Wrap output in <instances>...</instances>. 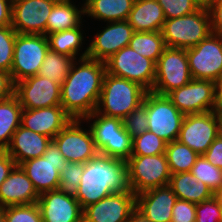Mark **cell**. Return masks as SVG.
Masks as SVG:
<instances>
[{"label": "cell", "instance_id": "1", "mask_svg": "<svg viewBox=\"0 0 222 222\" xmlns=\"http://www.w3.org/2000/svg\"><path fill=\"white\" fill-rule=\"evenodd\" d=\"M78 59L61 85V106L72 119L83 120L96 110L106 65L88 58L87 48Z\"/></svg>", "mask_w": 222, "mask_h": 222}, {"label": "cell", "instance_id": "2", "mask_svg": "<svg viewBox=\"0 0 222 222\" xmlns=\"http://www.w3.org/2000/svg\"><path fill=\"white\" fill-rule=\"evenodd\" d=\"M125 190H130L126 161L98 154L85 163L75 198L85 208Z\"/></svg>", "mask_w": 222, "mask_h": 222}, {"label": "cell", "instance_id": "3", "mask_svg": "<svg viewBox=\"0 0 222 222\" xmlns=\"http://www.w3.org/2000/svg\"><path fill=\"white\" fill-rule=\"evenodd\" d=\"M148 91L136 82L104 74L96 112L123 120L139 107Z\"/></svg>", "mask_w": 222, "mask_h": 222}, {"label": "cell", "instance_id": "4", "mask_svg": "<svg viewBox=\"0 0 222 222\" xmlns=\"http://www.w3.org/2000/svg\"><path fill=\"white\" fill-rule=\"evenodd\" d=\"M83 120H94L89 127L99 154L124 161L130 158L133 138L124 129L121 119L107 117L94 111Z\"/></svg>", "mask_w": 222, "mask_h": 222}, {"label": "cell", "instance_id": "5", "mask_svg": "<svg viewBox=\"0 0 222 222\" xmlns=\"http://www.w3.org/2000/svg\"><path fill=\"white\" fill-rule=\"evenodd\" d=\"M166 47L190 48L198 45L211 32V16L208 8L165 20L162 30Z\"/></svg>", "mask_w": 222, "mask_h": 222}, {"label": "cell", "instance_id": "6", "mask_svg": "<svg viewBox=\"0 0 222 222\" xmlns=\"http://www.w3.org/2000/svg\"><path fill=\"white\" fill-rule=\"evenodd\" d=\"M126 164L128 184L135 195L169 185L172 174L165 153L152 156H130Z\"/></svg>", "mask_w": 222, "mask_h": 222}, {"label": "cell", "instance_id": "7", "mask_svg": "<svg viewBox=\"0 0 222 222\" xmlns=\"http://www.w3.org/2000/svg\"><path fill=\"white\" fill-rule=\"evenodd\" d=\"M148 114V130L167 143L178 140L185 115L164 95L147 92L143 103Z\"/></svg>", "mask_w": 222, "mask_h": 222}, {"label": "cell", "instance_id": "8", "mask_svg": "<svg viewBox=\"0 0 222 222\" xmlns=\"http://www.w3.org/2000/svg\"><path fill=\"white\" fill-rule=\"evenodd\" d=\"M105 65L108 74L126 78L138 83L148 92L152 91L155 82L156 63L138 54L129 45L113 54L105 61Z\"/></svg>", "mask_w": 222, "mask_h": 222}, {"label": "cell", "instance_id": "9", "mask_svg": "<svg viewBox=\"0 0 222 222\" xmlns=\"http://www.w3.org/2000/svg\"><path fill=\"white\" fill-rule=\"evenodd\" d=\"M48 50L47 36L17 33L10 71L13 82L38 75Z\"/></svg>", "mask_w": 222, "mask_h": 222}, {"label": "cell", "instance_id": "10", "mask_svg": "<svg viewBox=\"0 0 222 222\" xmlns=\"http://www.w3.org/2000/svg\"><path fill=\"white\" fill-rule=\"evenodd\" d=\"M192 80L186 49L166 47L156 63L153 93L167 96Z\"/></svg>", "mask_w": 222, "mask_h": 222}, {"label": "cell", "instance_id": "11", "mask_svg": "<svg viewBox=\"0 0 222 222\" xmlns=\"http://www.w3.org/2000/svg\"><path fill=\"white\" fill-rule=\"evenodd\" d=\"M192 79L216 82L222 76V37L210 33L198 45L187 48Z\"/></svg>", "mask_w": 222, "mask_h": 222}, {"label": "cell", "instance_id": "12", "mask_svg": "<svg viewBox=\"0 0 222 222\" xmlns=\"http://www.w3.org/2000/svg\"><path fill=\"white\" fill-rule=\"evenodd\" d=\"M57 145L51 141L45 153L38 158L30 159L19 164L38 194L57 190L60 181V171L66 164Z\"/></svg>", "mask_w": 222, "mask_h": 222}, {"label": "cell", "instance_id": "13", "mask_svg": "<svg viewBox=\"0 0 222 222\" xmlns=\"http://www.w3.org/2000/svg\"><path fill=\"white\" fill-rule=\"evenodd\" d=\"M221 133L220 117L215 111L185 115L178 141L203 155Z\"/></svg>", "mask_w": 222, "mask_h": 222}, {"label": "cell", "instance_id": "14", "mask_svg": "<svg viewBox=\"0 0 222 222\" xmlns=\"http://www.w3.org/2000/svg\"><path fill=\"white\" fill-rule=\"evenodd\" d=\"M81 121L72 119L52 139L68 162L86 163L99 154L90 128L82 129Z\"/></svg>", "mask_w": 222, "mask_h": 222}, {"label": "cell", "instance_id": "15", "mask_svg": "<svg viewBox=\"0 0 222 222\" xmlns=\"http://www.w3.org/2000/svg\"><path fill=\"white\" fill-rule=\"evenodd\" d=\"M61 85L47 77L34 75L15 83L14 95L23 109L61 106Z\"/></svg>", "mask_w": 222, "mask_h": 222}, {"label": "cell", "instance_id": "16", "mask_svg": "<svg viewBox=\"0 0 222 222\" xmlns=\"http://www.w3.org/2000/svg\"><path fill=\"white\" fill-rule=\"evenodd\" d=\"M215 95V82L192 79L167 97L181 113L188 115L214 111Z\"/></svg>", "mask_w": 222, "mask_h": 222}, {"label": "cell", "instance_id": "17", "mask_svg": "<svg viewBox=\"0 0 222 222\" xmlns=\"http://www.w3.org/2000/svg\"><path fill=\"white\" fill-rule=\"evenodd\" d=\"M55 3L52 0H12L11 27L19 34L46 36V22Z\"/></svg>", "mask_w": 222, "mask_h": 222}, {"label": "cell", "instance_id": "18", "mask_svg": "<svg viewBox=\"0 0 222 222\" xmlns=\"http://www.w3.org/2000/svg\"><path fill=\"white\" fill-rule=\"evenodd\" d=\"M135 210L136 195L125 190L83 208V222H127Z\"/></svg>", "mask_w": 222, "mask_h": 222}, {"label": "cell", "instance_id": "19", "mask_svg": "<svg viewBox=\"0 0 222 222\" xmlns=\"http://www.w3.org/2000/svg\"><path fill=\"white\" fill-rule=\"evenodd\" d=\"M134 33L126 21L109 22L101 33H97L87 47V57L105 62L120 49L129 45Z\"/></svg>", "mask_w": 222, "mask_h": 222}, {"label": "cell", "instance_id": "20", "mask_svg": "<svg viewBox=\"0 0 222 222\" xmlns=\"http://www.w3.org/2000/svg\"><path fill=\"white\" fill-rule=\"evenodd\" d=\"M42 222H83V208L74 196L51 190L39 194Z\"/></svg>", "mask_w": 222, "mask_h": 222}, {"label": "cell", "instance_id": "21", "mask_svg": "<svg viewBox=\"0 0 222 222\" xmlns=\"http://www.w3.org/2000/svg\"><path fill=\"white\" fill-rule=\"evenodd\" d=\"M71 120L62 106L23 109L21 113V126L51 139Z\"/></svg>", "mask_w": 222, "mask_h": 222}, {"label": "cell", "instance_id": "22", "mask_svg": "<svg viewBox=\"0 0 222 222\" xmlns=\"http://www.w3.org/2000/svg\"><path fill=\"white\" fill-rule=\"evenodd\" d=\"M176 200L169 185L157 187L136 195V210L151 222H171Z\"/></svg>", "mask_w": 222, "mask_h": 222}, {"label": "cell", "instance_id": "23", "mask_svg": "<svg viewBox=\"0 0 222 222\" xmlns=\"http://www.w3.org/2000/svg\"><path fill=\"white\" fill-rule=\"evenodd\" d=\"M39 194L23 169L16 165L0 186V208L37 203Z\"/></svg>", "mask_w": 222, "mask_h": 222}, {"label": "cell", "instance_id": "24", "mask_svg": "<svg viewBox=\"0 0 222 222\" xmlns=\"http://www.w3.org/2000/svg\"><path fill=\"white\" fill-rule=\"evenodd\" d=\"M51 141V138L20 125L5 151L14 159L16 165H19L27 160L41 157Z\"/></svg>", "mask_w": 222, "mask_h": 222}, {"label": "cell", "instance_id": "25", "mask_svg": "<svg viewBox=\"0 0 222 222\" xmlns=\"http://www.w3.org/2000/svg\"><path fill=\"white\" fill-rule=\"evenodd\" d=\"M166 18L157 0H135L127 22L134 32L161 31Z\"/></svg>", "mask_w": 222, "mask_h": 222}, {"label": "cell", "instance_id": "26", "mask_svg": "<svg viewBox=\"0 0 222 222\" xmlns=\"http://www.w3.org/2000/svg\"><path fill=\"white\" fill-rule=\"evenodd\" d=\"M169 186L177 196V199L195 204L208 200L215 195L204 182L197 181L190 172L172 174Z\"/></svg>", "mask_w": 222, "mask_h": 222}, {"label": "cell", "instance_id": "27", "mask_svg": "<svg viewBox=\"0 0 222 222\" xmlns=\"http://www.w3.org/2000/svg\"><path fill=\"white\" fill-rule=\"evenodd\" d=\"M135 0H85L84 14L107 23L127 20Z\"/></svg>", "mask_w": 222, "mask_h": 222}, {"label": "cell", "instance_id": "28", "mask_svg": "<svg viewBox=\"0 0 222 222\" xmlns=\"http://www.w3.org/2000/svg\"><path fill=\"white\" fill-rule=\"evenodd\" d=\"M81 7L80 9L76 8L71 0L56 2L46 22V36L81 26L82 15H85L84 5Z\"/></svg>", "mask_w": 222, "mask_h": 222}, {"label": "cell", "instance_id": "29", "mask_svg": "<svg viewBox=\"0 0 222 222\" xmlns=\"http://www.w3.org/2000/svg\"><path fill=\"white\" fill-rule=\"evenodd\" d=\"M22 110L15 95L0 100V150H6L14 132L21 125Z\"/></svg>", "mask_w": 222, "mask_h": 222}, {"label": "cell", "instance_id": "30", "mask_svg": "<svg viewBox=\"0 0 222 222\" xmlns=\"http://www.w3.org/2000/svg\"><path fill=\"white\" fill-rule=\"evenodd\" d=\"M129 46L138 54L155 63H157V60L166 48L161 31L134 32Z\"/></svg>", "mask_w": 222, "mask_h": 222}, {"label": "cell", "instance_id": "31", "mask_svg": "<svg viewBox=\"0 0 222 222\" xmlns=\"http://www.w3.org/2000/svg\"><path fill=\"white\" fill-rule=\"evenodd\" d=\"M82 27L58 31L47 35L49 49L60 54L68 55L76 60V55L80 54V47L84 41Z\"/></svg>", "mask_w": 222, "mask_h": 222}, {"label": "cell", "instance_id": "32", "mask_svg": "<svg viewBox=\"0 0 222 222\" xmlns=\"http://www.w3.org/2000/svg\"><path fill=\"white\" fill-rule=\"evenodd\" d=\"M165 155L171 174L190 172L196 159L200 156L178 140L167 143Z\"/></svg>", "mask_w": 222, "mask_h": 222}, {"label": "cell", "instance_id": "33", "mask_svg": "<svg viewBox=\"0 0 222 222\" xmlns=\"http://www.w3.org/2000/svg\"><path fill=\"white\" fill-rule=\"evenodd\" d=\"M75 61L74 58L48 50L40 67L38 75L47 77L62 85L69 74L70 68Z\"/></svg>", "mask_w": 222, "mask_h": 222}, {"label": "cell", "instance_id": "34", "mask_svg": "<svg viewBox=\"0 0 222 222\" xmlns=\"http://www.w3.org/2000/svg\"><path fill=\"white\" fill-rule=\"evenodd\" d=\"M197 181L204 182L214 194L222 190V169L212 165L203 155H200L190 170Z\"/></svg>", "mask_w": 222, "mask_h": 222}, {"label": "cell", "instance_id": "35", "mask_svg": "<svg viewBox=\"0 0 222 222\" xmlns=\"http://www.w3.org/2000/svg\"><path fill=\"white\" fill-rule=\"evenodd\" d=\"M167 142L149 130L133 138L131 156H152L165 153Z\"/></svg>", "mask_w": 222, "mask_h": 222}, {"label": "cell", "instance_id": "36", "mask_svg": "<svg viewBox=\"0 0 222 222\" xmlns=\"http://www.w3.org/2000/svg\"><path fill=\"white\" fill-rule=\"evenodd\" d=\"M84 167L85 163L67 161L60 171L58 190L67 195L75 197L81 181Z\"/></svg>", "mask_w": 222, "mask_h": 222}, {"label": "cell", "instance_id": "37", "mask_svg": "<svg viewBox=\"0 0 222 222\" xmlns=\"http://www.w3.org/2000/svg\"><path fill=\"white\" fill-rule=\"evenodd\" d=\"M6 222H42V215L37 203L11 205L1 208Z\"/></svg>", "mask_w": 222, "mask_h": 222}, {"label": "cell", "instance_id": "38", "mask_svg": "<svg viewBox=\"0 0 222 222\" xmlns=\"http://www.w3.org/2000/svg\"><path fill=\"white\" fill-rule=\"evenodd\" d=\"M17 32L11 26L0 27V70L10 73Z\"/></svg>", "mask_w": 222, "mask_h": 222}, {"label": "cell", "instance_id": "39", "mask_svg": "<svg viewBox=\"0 0 222 222\" xmlns=\"http://www.w3.org/2000/svg\"><path fill=\"white\" fill-rule=\"evenodd\" d=\"M148 114L146 107L141 104L122 120L126 132L135 138L148 130Z\"/></svg>", "mask_w": 222, "mask_h": 222}, {"label": "cell", "instance_id": "40", "mask_svg": "<svg viewBox=\"0 0 222 222\" xmlns=\"http://www.w3.org/2000/svg\"><path fill=\"white\" fill-rule=\"evenodd\" d=\"M167 19L182 17L197 11L200 6L194 0H157Z\"/></svg>", "mask_w": 222, "mask_h": 222}, {"label": "cell", "instance_id": "41", "mask_svg": "<svg viewBox=\"0 0 222 222\" xmlns=\"http://www.w3.org/2000/svg\"><path fill=\"white\" fill-rule=\"evenodd\" d=\"M197 222H222L219 193L212 198L196 204Z\"/></svg>", "mask_w": 222, "mask_h": 222}, {"label": "cell", "instance_id": "42", "mask_svg": "<svg viewBox=\"0 0 222 222\" xmlns=\"http://www.w3.org/2000/svg\"><path fill=\"white\" fill-rule=\"evenodd\" d=\"M196 221V204L177 199L173 209L171 222H195Z\"/></svg>", "mask_w": 222, "mask_h": 222}, {"label": "cell", "instance_id": "43", "mask_svg": "<svg viewBox=\"0 0 222 222\" xmlns=\"http://www.w3.org/2000/svg\"><path fill=\"white\" fill-rule=\"evenodd\" d=\"M203 156L212 165L222 169V133L217 136Z\"/></svg>", "mask_w": 222, "mask_h": 222}, {"label": "cell", "instance_id": "44", "mask_svg": "<svg viewBox=\"0 0 222 222\" xmlns=\"http://www.w3.org/2000/svg\"><path fill=\"white\" fill-rule=\"evenodd\" d=\"M208 9L211 16V32L222 37V0H214Z\"/></svg>", "mask_w": 222, "mask_h": 222}, {"label": "cell", "instance_id": "45", "mask_svg": "<svg viewBox=\"0 0 222 222\" xmlns=\"http://www.w3.org/2000/svg\"><path fill=\"white\" fill-rule=\"evenodd\" d=\"M15 83L11 74L0 70V100L10 98L14 95Z\"/></svg>", "mask_w": 222, "mask_h": 222}, {"label": "cell", "instance_id": "46", "mask_svg": "<svg viewBox=\"0 0 222 222\" xmlns=\"http://www.w3.org/2000/svg\"><path fill=\"white\" fill-rule=\"evenodd\" d=\"M15 166L14 159L5 150H0V186Z\"/></svg>", "mask_w": 222, "mask_h": 222}, {"label": "cell", "instance_id": "47", "mask_svg": "<svg viewBox=\"0 0 222 222\" xmlns=\"http://www.w3.org/2000/svg\"><path fill=\"white\" fill-rule=\"evenodd\" d=\"M12 0H0V27L11 26Z\"/></svg>", "mask_w": 222, "mask_h": 222}, {"label": "cell", "instance_id": "48", "mask_svg": "<svg viewBox=\"0 0 222 222\" xmlns=\"http://www.w3.org/2000/svg\"><path fill=\"white\" fill-rule=\"evenodd\" d=\"M215 112H222V76L215 82Z\"/></svg>", "mask_w": 222, "mask_h": 222}, {"label": "cell", "instance_id": "49", "mask_svg": "<svg viewBox=\"0 0 222 222\" xmlns=\"http://www.w3.org/2000/svg\"><path fill=\"white\" fill-rule=\"evenodd\" d=\"M127 222H151L146 219L138 210H135L127 220Z\"/></svg>", "mask_w": 222, "mask_h": 222}, {"label": "cell", "instance_id": "50", "mask_svg": "<svg viewBox=\"0 0 222 222\" xmlns=\"http://www.w3.org/2000/svg\"><path fill=\"white\" fill-rule=\"evenodd\" d=\"M200 7L209 8L214 0H194Z\"/></svg>", "mask_w": 222, "mask_h": 222}, {"label": "cell", "instance_id": "51", "mask_svg": "<svg viewBox=\"0 0 222 222\" xmlns=\"http://www.w3.org/2000/svg\"><path fill=\"white\" fill-rule=\"evenodd\" d=\"M0 222H6L4 211L0 208Z\"/></svg>", "mask_w": 222, "mask_h": 222}, {"label": "cell", "instance_id": "52", "mask_svg": "<svg viewBox=\"0 0 222 222\" xmlns=\"http://www.w3.org/2000/svg\"><path fill=\"white\" fill-rule=\"evenodd\" d=\"M219 205L221 209V218H222V196L219 194Z\"/></svg>", "mask_w": 222, "mask_h": 222}, {"label": "cell", "instance_id": "53", "mask_svg": "<svg viewBox=\"0 0 222 222\" xmlns=\"http://www.w3.org/2000/svg\"><path fill=\"white\" fill-rule=\"evenodd\" d=\"M220 117V128H221V133H222V112H217Z\"/></svg>", "mask_w": 222, "mask_h": 222}, {"label": "cell", "instance_id": "54", "mask_svg": "<svg viewBox=\"0 0 222 222\" xmlns=\"http://www.w3.org/2000/svg\"><path fill=\"white\" fill-rule=\"evenodd\" d=\"M54 2H61V1H64V0H52Z\"/></svg>", "mask_w": 222, "mask_h": 222}]
</instances>
